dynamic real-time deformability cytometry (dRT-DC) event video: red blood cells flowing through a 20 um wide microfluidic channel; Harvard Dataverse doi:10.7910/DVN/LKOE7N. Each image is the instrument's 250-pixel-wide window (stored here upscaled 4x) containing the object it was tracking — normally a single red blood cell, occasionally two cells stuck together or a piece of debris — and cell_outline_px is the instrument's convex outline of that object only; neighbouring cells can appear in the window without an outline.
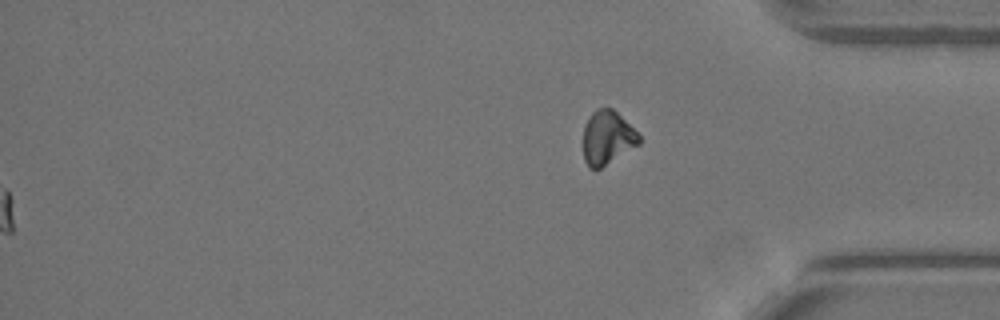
{"species": "Egyptian fruit bat (a non-hibernating species)", "species_latin": "Rousettus aegyptiacus", "temperature_condition": "warm", "stored_images_in_passage": 51, "segment_of_instrument_passage": [2, 2], "camera_frame_rate_fps": 3000, "um_per_image_px": 0.085, "animal": {"sex": "female"}, "frame": {"image": 1, "passage_image": 51, "time_ms": 16.667, "image_size_px": [1000, 320], "cell_outline_px": [[640, 144], [600, 168], [588, 168], [584, 160], [584, 124], [588, 116], [596, 108], [612, 108], [640, 136]], "centroid_in_image_um": [51.59, 11.7], "position_along_channel_um": 383.6, "area_um2": 17.28}}